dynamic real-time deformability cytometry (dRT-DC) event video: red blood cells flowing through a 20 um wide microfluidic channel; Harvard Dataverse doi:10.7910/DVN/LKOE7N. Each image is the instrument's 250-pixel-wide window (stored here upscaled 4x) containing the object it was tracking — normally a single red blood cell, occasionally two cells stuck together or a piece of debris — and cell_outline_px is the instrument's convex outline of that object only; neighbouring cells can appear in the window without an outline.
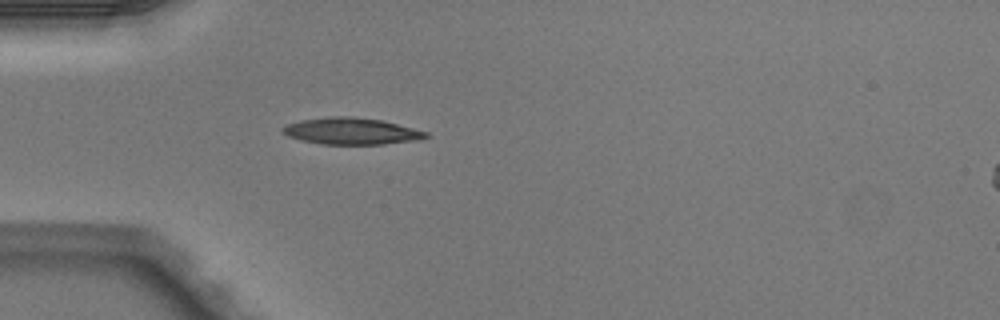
{"species": "Egyptian fruit bat (a non-hibernating species)", "species_latin": "Rousettus aegyptiacus", "temperature_condition": "warm", "stored_images_in_passage": 3, "camera_frame_rate_fps": 3000, "um_per_image_px": 0.085, "animal": {"sex": "male"}, "frame": {"image": 1, "passage_image": 3, "time_ms": 0.667, "image_size_px": [1000, 320], "cell_outline_px": [[428, 136], [420, 140], [384, 144], [324, 144], [300, 140], [288, 136], [280, 132], [280, 128], [288, 124], [300, 120], [332, 116], [352, 116], [380, 120], [428, 132]], "centroid_in_image_um": [29.83, 11.15], "position_along_channel_um": 55.2, "area_um2": 22.2}}